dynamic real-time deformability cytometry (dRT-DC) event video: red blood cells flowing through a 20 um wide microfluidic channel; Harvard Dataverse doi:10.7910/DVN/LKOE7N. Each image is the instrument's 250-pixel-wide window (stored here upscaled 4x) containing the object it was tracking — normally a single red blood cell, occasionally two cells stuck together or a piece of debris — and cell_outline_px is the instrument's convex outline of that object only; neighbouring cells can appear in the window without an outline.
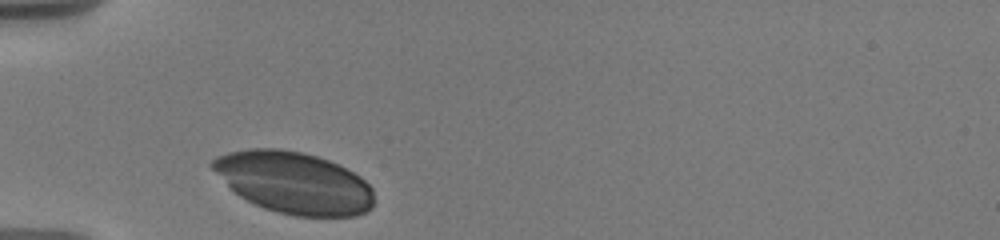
{"species": "human", "species_latin": "Homo sapiens", "temperature_condition": "warm", "stored_images_in_passage": 22, "camera_frame_rate_fps": 3000, "um_per_image_px": 0.085, "donor": {"sex": "male"}, "frame": {"image": 1, "passage_image": 1, "time_ms": 0.0, "image_size_px": [1000, 240], "cell_outline_px": [[372, 208], [356, 216], [296, 216], [276, 212], [264, 208], [240, 196], [208, 164], [216, 156], [228, 152], [248, 148], [280, 148], [300, 152], [316, 156], [328, 160], [360, 176], [372, 188]], "centroid_in_image_um": [24.98, 15.52], "position_along_channel_um": 60.0, "area_um2": 57.63}}
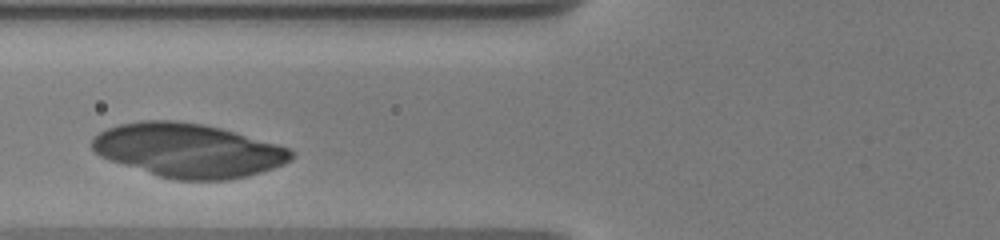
{"frame": {"image": 2, "passage_image": 6, "time_ms": 1.667, "image_size_px": [1000, 240], "cell_outline_px": [[296, 156], [284, 164], [248, 176], [228, 180], [176, 180], [160, 176], [100, 156], [92, 148], [92, 140], [100, 132], [108, 128], [120, 124], [140, 120], [176, 120], [204, 124], [220, 128], [276, 144], [288, 148], [296, 152]], "centroid_in_image_um": [16.03, 12.78], "position_along_channel_um": 109.8, "area_um2": 62.02}}